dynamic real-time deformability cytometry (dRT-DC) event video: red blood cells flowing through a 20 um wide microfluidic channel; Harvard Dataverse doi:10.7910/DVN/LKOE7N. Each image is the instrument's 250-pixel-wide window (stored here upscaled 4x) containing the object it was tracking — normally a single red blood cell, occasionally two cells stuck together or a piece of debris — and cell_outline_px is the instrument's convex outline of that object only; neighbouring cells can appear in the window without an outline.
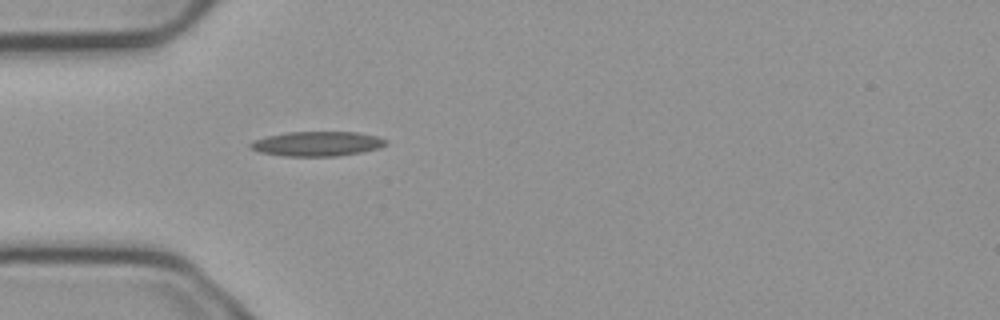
{"species": "common noctule bat (a hibernating species)", "species_latin": "Nyctalus noctula", "temperature_condition": "cold", "stored_images_in_passage": 4, "camera_frame_rate_fps": 3000, "um_per_image_px": 0.085, "animal": {"sex": "male", "body_mass_g": 23.1, "forearm_length_mm": 52.7}, "frame": {"image": 1, "passage_image": 4, "time_ms": 1.0, "image_size_px": [1000, 320], "cell_outline_px": [[388, 144], [380, 148], [360, 152], [336, 156], [284, 156], [260, 152], [252, 148], [248, 144], [252, 140], [268, 136], [288, 132], [356, 132], [376, 136], [388, 140]], "centroid_in_image_um": [26.97, 12.22], "position_along_channel_um": 58.0, "area_um2": 19.42}}